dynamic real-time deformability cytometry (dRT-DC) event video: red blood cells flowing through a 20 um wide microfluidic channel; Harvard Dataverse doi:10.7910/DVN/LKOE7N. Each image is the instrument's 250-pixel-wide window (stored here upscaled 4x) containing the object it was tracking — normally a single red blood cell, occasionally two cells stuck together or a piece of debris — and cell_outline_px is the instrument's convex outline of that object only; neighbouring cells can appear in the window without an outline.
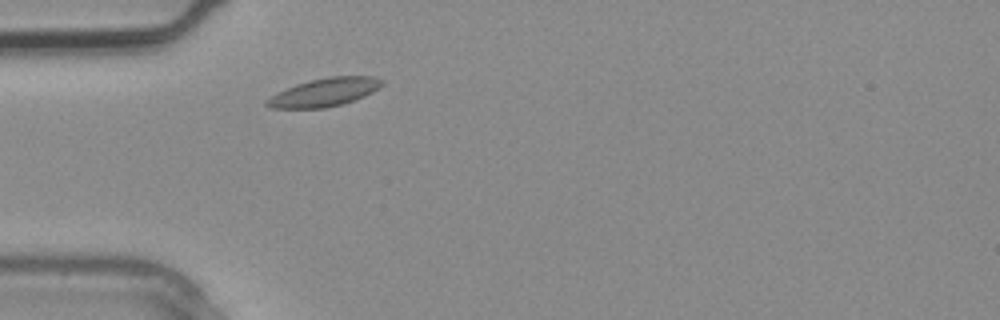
{"species": "common noctule bat (a hibernating species)", "species_latin": "Nyctalus noctula", "temperature_condition": "warm", "stored_images_in_passage": 2, "camera_frame_rate_fps": 3000, "um_per_image_px": 0.085, "animal": {"sex": "male", "body_mass_g": 20.4}, "frame": {"image": 1, "passage_image": 2, "time_ms": 0.333, "image_size_px": [1000, 320], "cell_outline_px": [[384, 84], [380, 88], [364, 96], [344, 104], [324, 108], [272, 108], [264, 104], [264, 100], [276, 92], [296, 84], [328, 76], [376, 76], [384, 80]], "centroid_in_image_um": [27.59, 7.84], "position_along_channel_um": 57.4, "area_um2": 19.19}}